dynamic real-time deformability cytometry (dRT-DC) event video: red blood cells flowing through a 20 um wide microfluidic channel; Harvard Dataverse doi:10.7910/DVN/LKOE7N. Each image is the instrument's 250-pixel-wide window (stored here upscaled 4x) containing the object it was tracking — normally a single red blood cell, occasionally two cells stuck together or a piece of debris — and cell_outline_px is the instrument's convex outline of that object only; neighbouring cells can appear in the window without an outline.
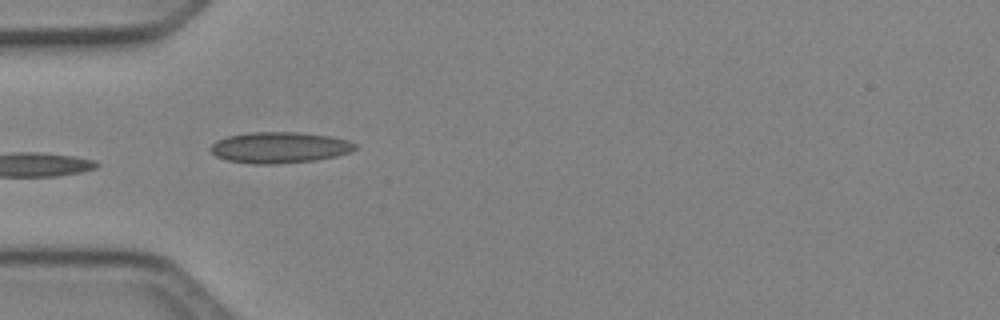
{"species": "Egyptian fruit bat (a non-hibernating species)", "species_latin": "Rousettus aegyptiacus", "temperature_condition": "cold", "stored_images_in_passage": 7, "camera_frame_rate_fps": 3000, "um_per_image_px": 0.085, "animal": {"sex": "female"}, "frame": {"image": 1, "passage_image": 6, "time_ms": 1.667, "image_size_px": [1000, 320], "cell_outline_px": [[356, 148], [352, 152], [336, 156], [316, 160], [276, 164], [252, 164], [228, 160], [216, 156], [208, 148], [216, 140], [228, 136], [252, 132], [300, 132], [332, 136], [348, 140], [356, 144]], "centroid_in_image_um": [23.78, 12.54], "position_along_channel_um": 61.2, "area_um2": 26.36}}
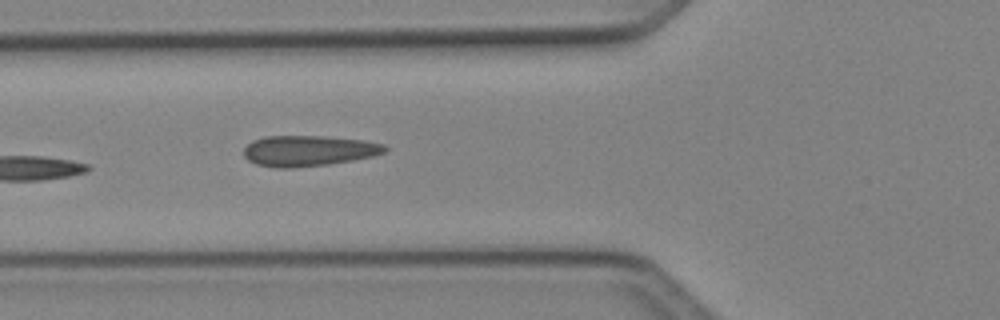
{"frame": {"image": 2, "passage_image": 7, "time_ms": 2.0, "image_size_px": [1000, 320], "cell_outline_px": [[388, 148], [384, 152], [372, 156], [352, 160], [328, 164], [292, 168], [276, 168], [256, 164], [248, 160], [244, 156], [244, 148], [252, 140], [264, 136], [324, 136], [364, 140], [384, 144]], "centroid_in_image_um": [26.2, 12.81], "position_along_channel_um": 99.6, "area_um2": 25.26}}